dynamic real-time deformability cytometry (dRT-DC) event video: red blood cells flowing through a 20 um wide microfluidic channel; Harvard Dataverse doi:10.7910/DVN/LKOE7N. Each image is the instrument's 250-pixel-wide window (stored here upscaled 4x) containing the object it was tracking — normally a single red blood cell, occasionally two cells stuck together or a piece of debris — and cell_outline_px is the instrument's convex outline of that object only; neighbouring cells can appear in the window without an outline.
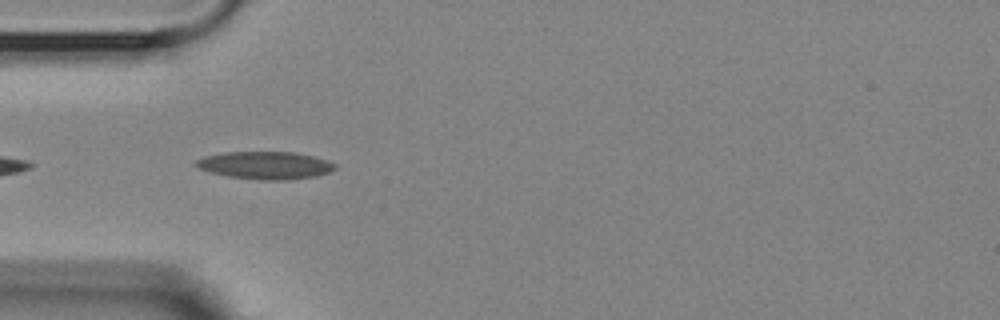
{"species": "Egyptian fruit bat (a non-hibernating species)", "species_latin": "Rousettus aegyptiacus", "temperature_condition": "room temperature", "stored_images_in_passage": 5, "camera_frame_rate_fps": 3000, "um_per_image_px": 0.085, "animal": {"sex": "female"}, "frame": {"image": 1, "passage_image": 2, "time_ms": 0.333, "image_size_px": [1000, 320], "cell_outline_px": [[336, 168], [328, 172], [316, 176], [288, 180], [260, 180], [228, 176], [208, 172], [192, 164], [196, 160], [204, 156], [224, 152], [296, 152], [312, 156], [336, 164]], "centroid_in_image_um": [22.51, 14.05], "position_along_channel_um": 62.5, "area_um2": 22.37}}